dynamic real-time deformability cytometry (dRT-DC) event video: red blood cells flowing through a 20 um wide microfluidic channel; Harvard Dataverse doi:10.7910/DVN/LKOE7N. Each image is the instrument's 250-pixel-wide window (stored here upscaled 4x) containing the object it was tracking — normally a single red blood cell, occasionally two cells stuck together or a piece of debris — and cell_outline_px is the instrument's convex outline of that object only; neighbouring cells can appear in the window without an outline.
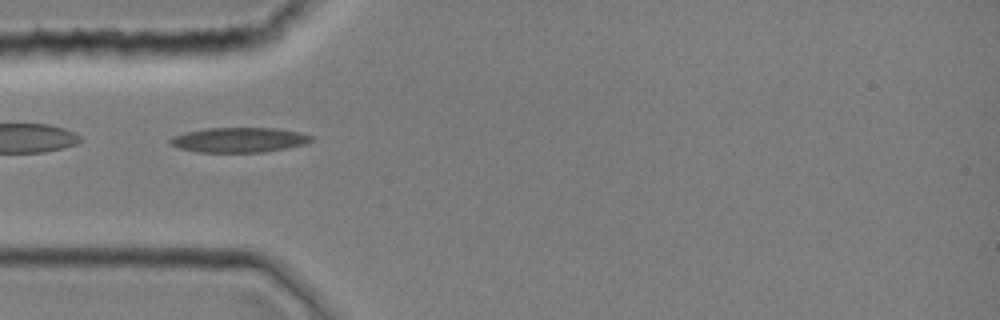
{"species": "common noctule bat (a hibernating species)", "species_latin": "Nyctalus noctula", "temperature_condition": "room temperature", "stored_images_in_passage": 42, "camera_frame_rate_fps": 3000, "um_per_image_px": 0.085, "animal": {"sex": "female", "body_mass_g": 19.0, "forearm_length_mm": 51.5}, "frame": {"image": 1, "passage_image": 13, "time_ms": 4.0, "image_size_px": [1000, 320], "cell_outline_px": [[316, 136], [312, 140], [304, 144], [264, 152], [196, 152], [180, 148], [168, 144], [168, 140], [172, 136], [204, 128], [276, 128], [300, 132]], "centroid_in_image_um": [20.31, 11.89], "position_along_channel_um": 64.7, "area_um2": 20.52}}
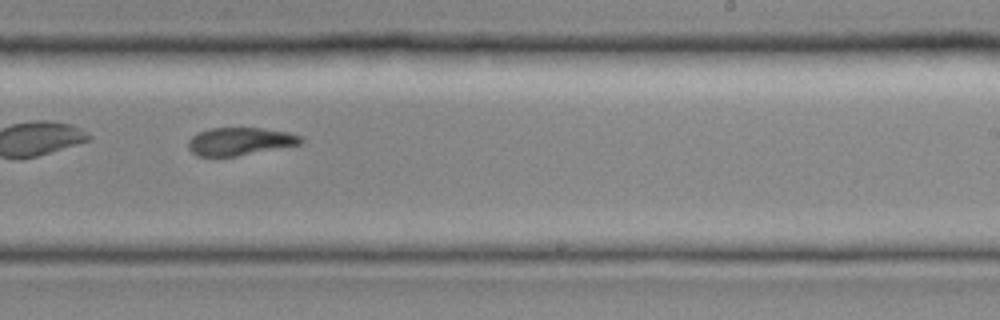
{"frame": {"image": 2, "passage_image": 27, "time_ms": 8.667, "image_size_px": [1000, 320], "cell_outline_px": [[304, 140], [300, 144], [236, 156], [196, 156], [188, 148], [188, 140], [196, 132], [208, 128], [264, 128], [288, 132], [300, 136]], "centroid_in_image_um": [20.35, 12.01], "position_along_channel_um": 268.7, "area_um2": 18.26}}
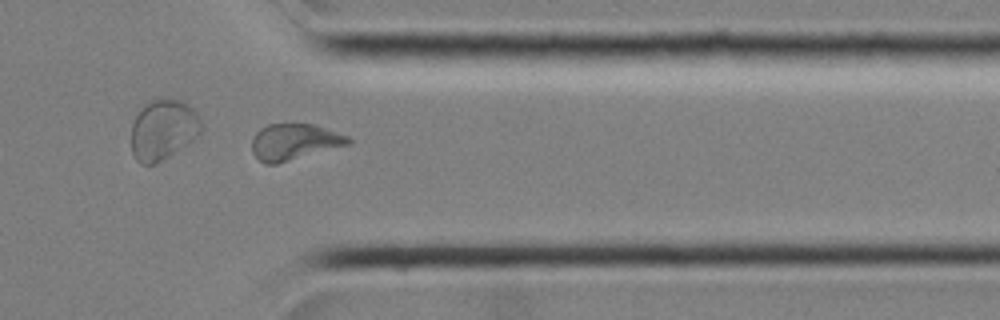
{"frame": {"image": 3, "passage_image": 35, "time_ms": 11.333, "image_size_px": [1000, 320], "cell_outline_px": [[352, 144], [276, 164], [264, 164], [252, 152], [252, 136], [260, 128], [268, 124], [312, 124], [348, 136], [352, 140]], "centroid_in_image_um": [25.01, 12.06], "position_along_channel_um": 386.4, "area_um2": 20.35}}